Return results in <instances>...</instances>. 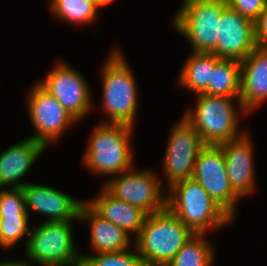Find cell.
Instances as JSON below:
<instances>
[{
    "mask_svg": "<svg viewBox=\"0 0 267 266\" xmlns=\"http://www.w3.org/2000/svg\"><path fill=\"white\" fill-rule=\"evenodd\" d=\"M194 232L167 208L147 215L133 250L145 266H167Z\"/></svg>",
    "mask_w": 267,
    "mask_h": 266,
    "instance_id": "6da1fadb",
    "label": "cell"
},
{
    "mask_svg": "<svg viewBox=\"0 0 267 266\" xmlns=\"http://www.w3.org/2000/svg\"><path fill=\"white\" fill-rule=\"evenodd\" d=\"M168 192L166 208L194 233L206 234L209 229H218L233 220L192 178L174 183Z\"/></svg>",
    "mask_w": 267,
    "mask_h": 266,
    "instance_id": "7a4b0ae2",
    "label": "cell"
},
{
    "mask_svg": "<svg viewBox=\"0 0 267 266\" xmlns=\"http://www.w3.org/2000/svg\"><path fill=\"white\" fill-rule=\"evenodd\" d=\"M132 128L103 121L89 138L83 158L87 168L94 174L110 176L131 170L134 167L130 147Z\"/></svg>",
    "mask_w": 267,
    "mask_h": 266,
    "instance_id": "3957f363",
    "label": "cell"
},
{
    "mask_svg": "<svg viewBox=\"0 0 267 266\" xmlns=\"http://www.w3.org/2000/svg\"><path fill=\"white\" fill-rule=\"evenodd\" d=\"M122 52H111L103 67V110L109 120L105 123L133 127L137 109V86L133 72Z\"/></svg>",
    "mask_w": 267,
    "mask_h": 266,
    "instance_id": "277c9868",
    "label": "cell"
},
{
    "mask_svg": "<svg viewBox=\"0 0 267 266\" xmlns=\"http://www.w3.org/2000/svg\"><path fill=\"white\" fill-rule=\"evenodd\" d=\"M195 110H189L184 117L192 124L205 145H218L234 140L243 135L238 133V113L234 99H238V107L242 113L239 97L213 96L197 94Z\"/></svg>",
    "mask_w": 267,
    "mask_h": 266,
    "instance_id": "5b68a950",
    "label": "cell"
},
{
    "mask_svg": "<svg viewBox=\"0 0 267 266\" xmlns=\"http://www.w3.org/2000/svg\"><path fill=\"white\" fill-rule=\"evenodd\" d=\"M227 6V0H183L174 17L175 29L190 41L193 52L215 50L221 13Z\"/></svg>",
    "mask_w": 267,
    "mask_h": 266,
    "instance_id": "8992f818",
    "label": "cell"
},
{
    "mask_svg": "<svg viewBox=\"0 0 267 266\" xmlns=\"http://www.w3.org/2000/svg\"><path fill=\"white\" fill-rule=\"evenodd\" d=\"M72 221H45L30 230L26 255L42 266H81L82 256L75 250Z\"/></svg>",
    "mask_w": 267,
    "mask_h": 266,
    "instance_id": "52a82bcc",
    "label": "cell"
},
{
    "mask_svg": "<svg viewBox=\"0 0 267 266\" xmlns=\"http://www.w3.org/2000/svg\"><path fill=\"white\" fill-rule=\"evenodd\" d=\"M157 177L152 171H136L133 167L106 181L103 188L113 197L150 215L166 209L167 193H163L162 180Z\"/></svg>",
    "mask_w": 267,
    "mask_h": 266,
    "instance_id": "ba28073f",
    "label": "cell"
},
{
    "mask_svg": "<svg viewBox=\"0 0 267 266\" xmlns=\"http://www.w3.org/2000/svg\"><path fill=\"white\" fill-rule=\"evenodd\" d=\"M191 178L197 181L210 197L234 218L235 203L240 196L230 185L224 154L218 145H205L201 149Z\"/></svg>",
    "mask_w": 267,
    "mask_h": 266,
    "instance_id": "9c48e42d",
    "label": "cell"
},
{
    "mask_svg": "<svg viewBox=\"0 0 267 266\" xmlns=\"http://www.w3.org/2000/svg\"><path fill=\"white\" fill-rule=\"evenodd\" d=\"M169 136L163 162L168 188L192 177L196 158L205 146L200 135L184 116L173 127Z\"/></svg>",
    "mask_w": 267,
    "mask_h": 266,
    "instance_id": "30bf717a",
    "label": "cell"
},
{
    "mask_svg": "<svg viewBox=\"0 0 267 266\" xmlns=\"http://www.w3.org/2000/svg\"><path fill=\"white\" fill-rule=\"evenodd\" d=\"M27 99L30 120L37 131L30 138L42 143L46 148L60 138L64 129L76 122L59 101L39 83L31 88Z\"/></svg>",
    "mask_w": 267,
    "mask_h": 266,
    "instance_id": "8fae6325",
    "label": "cell"
},
{
    "mask_svg": "<svg viewBox=\"0 0 267 266\" xmlns=\"http://www.w3.org/2000/svg\"><path fill=\"white\" fill-rule=\"evenodd\" d=\"M38 83L48 91L76 121L90 110L91 95L88 82L81 73L61 62L52 69L46 79Z\"/></svg>",
    "mask_w": 267,
    "mask_h": 266,
    "instance_id": "7c38bea8",
    "label": "cell"
},
{
    "mask_svg": "<svg viewBox=\"0 0 267 266\" xmlns=\"http://www.w3.org/2000/svg\"><path fill=\"white\" fill-rule=\"evenodd\" d=\"M256 47L255 22L227 6L221 13L217 44L212 53L221 59L243 61Z\"/></svg>",
    "mask_w": 267,
    "mask_h": 266,
    "instance_id": "4fadbf2b",
    "label": "cell"
},
{
    "mask_svg": "<svg viewBox=\"0 0 267 266\" xmlns=\"http://www.w3.org/2000/svg\"><path fill=\"white\" fill-rule=\"evenodd\" d=\"M26 211L32 210L44 214L46 221H73L79 219L80 209L84 202L58 191L55 188L27 183L22 187Z\"/></svg>",
    "mask_w": 267,
    "mask_h": 266,
    "instance_id": "5bb4252c",
    "label": "cell"
},
{
    "mask_svg": "<svg viewBox=\"0 0 267 266\" xmlns=\"http://www.w3.org/2000/svg\"><path fill=\"white\" fill-rule=\"evenodd\" d=\"M226 163L228 180L233 190L240 196L250 195L255 190V169L252 142L245 133L234 140L218 144Z\"/></svg>",
    "mask_w": 267,
    "mask_h": 266,
    "instance_id": "9a60e30c",
    "label": "cell"
},
{
    "mask_svg": "<svg viewBox=\"0 0 267 266\" xmlns=\"http://www.w3.org/2000/svg\"><path fill=\"white\" fill-rule=\"evenodd\" d=\"M267 100V48L256 47L241 61L239 101L245 113Z\"/></svg>",
    "mask_w": 267,
    "mask_h": 266,
    "instance_id": "2e32d148",
    "label": "cell"
},
{
    "mask_svg": "<svg viewBox=\"0 0 267 266\" xmlns=\"http://www.w3.org/2000/svg\"><path fill=\"white\" fill-rule=\"evenodd\" d=\"M46 147L30 137L0 153V188H22L27 182L20 181L45 151Z\"/></svg>",
    "mask_w": 267,
    "mask_h": 266,
    "instance_id": "e0dca14e",
    "label": "cell"
},
{
    "mask_svg": "<svg viewBox=\"0 0 267 266\" xmlns=\"http://www.w3.org/2000/svg\"><path fill=\"white\" fill-rule=\"evenodd\" d=\"M99 216L137 237L147 213L110 195L104 188L98 198L86 202Z\"/></svg>",
    "mask_w": 267,
    "mask_h": 266,
    "instance_id": "ac0fdd59",
    "label": "cell"
},
{
    "mask_svg": "<svg viewBox=\"0 0 267 266\" xmlns=\"http://www.w3.org/2000/svg\"><path fill=\"white\" fill-rule=\"evenodd\" d=\"M90 221L91 246L95 253L119 252L130 247V235L99 216L86 202L82 204L79 219Z\"/></svg>",
    "mask_w": 267,
    "mask_h": 266,
    "instance_id": "d6986e66",
    "label": "cell"
},
{
    "mask_svg": "<svg viewBox=\"0 0 267 266\" xmlns=\"http://www.w3.org/2000/svg\"><path fill=\"white\" fill-rule=\"evenodd\" d=\"M220 60L221 58L213 53L192 52L181 68L177 84L197 94L204 93L211 81L215 65Z\"/></svg>",
    "mask_w": 267,
    "mask_h": 266,
    "instance_id": "ffe728a7",
    "label": "cell"
},
{
    "mask_svg": "<svg viewBox=\"0 0 267 266\" xmlns=\"http://www.w3.org/2000/svg\"><path fill=\"white\" fill-rule=\"evenodd\" d=\"M241 91V61L221 59L212 72L211 81L204 92L207 95L239 97Z\"/></svg>",
    "mask_w": 267,
    "mask_h": 266,
    "instance_id": "44dd1931",
    "label": "cell"
},
{
    "mask_svg": "<svg viewBox=\"0 0 267 266\" xmlns=\"http://www.w3.org/2000/svg\"><path fill=\"white\" fill-rule=\"evenodd\" d=\"M203 235L194 233L167 266H211L214 251Z\"/></svg>",
    "mask_w": 267,
    "mask_h": 266,
    "instance_id": "7402d4cb",
    "label": "cell"
},
{
    "mask_svg": "<svg viewBox=\"0 0 267 266\" xmlns=\"http://www.w3.org/2000/svg\"><path fill=\"white\" fill-rule=\"evenodd\" d=\"M50 6L58 18L79 25L91 24L100 8L91 0H52Z\"/></svg>",
    "mask_w": 267,
    "mask_h": 266,
    "instance_id": "603a6c76",
    "label": "cell"
},
{
    "mask_svg": "<svg viewBox=\"0 0 267 266\" xmlns=\"http://www.w3.org/2000/svg\"><path fill=\"white\" fill-rule=\"evenodd\" d=\"M96 255H81V266H145L137 250L131 252L126 249L119 252L96 253Z\"/></svg>",
    "mask_w": 267,
    "mask_h": 266,
    "instance_id": "cb8c5ba5",
    "label": "cell"
},
{
    "mask_svg": "<svg viewBox=\"0 0 267 266\" xmlns=\"http://www.w3.org/2000/svg\"><path fill=\"white\" fill-rule=\"evenodd\" d=\"M29 216H6L0 217V246L9 249L21 240L23 235L30 233L28 226Z\"/></svg>",
    "mask_w": 267,
    "mask_h": 266,
    "instance_id": "d4e9b609",
    "label": "cell"
},
{
    "mask_svg": "<svg viewBox=\"0 0 267 266\" xmlns=\"http://www.w3.org/2000/svg\"><path fill=\"white\" fill-rule=\"evenodd\" d=\"M28 216L22 188L4 190L0 188V217Z\"/></svg>",
    "mask_w": 267,
    "mask_h": 266,
    "instance_id": "484cf974",
    "label": "cell"
},
{
    "mask_svg": "<svg viewBox=\"0 0 267 266\" xmlns=\"http://www.w3.org/2000/svg\"><path fill=\"white\" fill-rule=\"evenodd\" d=\"M228 6L255 22L264 10L267 0H227Z\"/></svg>",
    "mask_w": 267,
    "mask_h": 266,
    "instance_id": "4316f807",
    "label": "cell"
},
{
    "mask_svg": "<svg viewBox=\"0 0 267 266\" xmlns=\"http://www.w3.org/2000/svg\"><path fill=\"white\" fill-rule=\"evenodd\" d=\"M255 38L258 47L267 48V4L255 21Z\"/></svg>",
    "mask_w": 267,
    "mask_h": 266,
    "instance_id": "83f0119b",
    "label": "cell"
},
{
    "mask_svg": "<svg viewBox=\"0 0 267 266\" xmlns=\"http://www.w3.org/2000/svg\"><path fill=\"white\" fill-rule=\"evenodd\" d=\"M0 266H32V265H30L29 262L27 263L21 260V261L0 262Z\"/></svg>",
    "mask_w": 267,
    "mask_h": 266,
    "instance_id": "f1b7e54d",
    "label": "cell"
},
{
    "mask_svg": "<svg viewBox=\"0 0 267 266\" xmlns=\"http://www.w3.org/2000/svg\"><path fill=\"white\" fill-rule=\"evenodd\" d=\"M93 1L98 7H103L105 5H109L114 0H91Z\"/></svg>",
    "mask_w": 267,
    "mask_h": 266,
    "instance_id": "f546056e",
    "label": "cell"
}]
</instances>
